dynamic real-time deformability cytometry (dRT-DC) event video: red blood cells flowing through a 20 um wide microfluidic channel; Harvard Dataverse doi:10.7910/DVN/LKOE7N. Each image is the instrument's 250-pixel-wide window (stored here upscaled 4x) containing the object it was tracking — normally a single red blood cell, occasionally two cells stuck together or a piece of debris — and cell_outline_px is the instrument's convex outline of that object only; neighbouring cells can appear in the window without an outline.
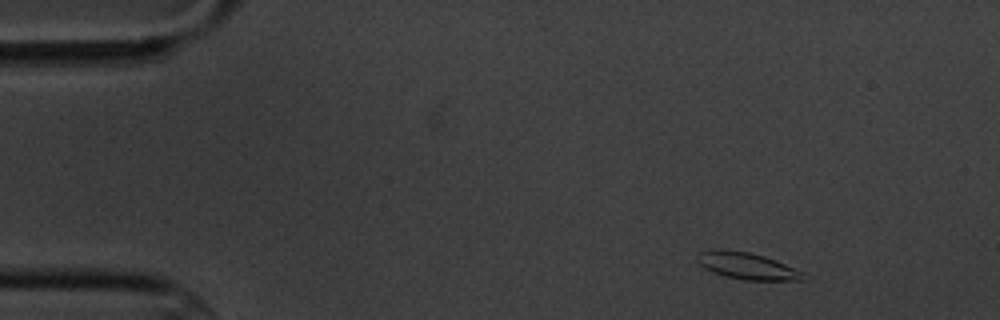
{"species": "common noctule bat (a hibernating species)", "species_latin": "Nyctalus noctula", "temperature_condition": "cold", "stored_images_in_passage": 4, "camera_frame_rate_fps": 3000, "um_per_image_px": 0.085, "animal": {"sex": "male", "body_mass_g": 20.1, "forearm_length_mm": 53.5}, "frame": {"image": 1, "passage_image": 1, "time_ms": 0.0, "image_size_px": [1000, 320], "cell_outline_px": [[808, 280], [744, 280], [724, 276], [712, 272], [704, 268], [696, 260], [696, 256], [700, 252], [748, 252], [764, 256], [804, 272]], "centroid_in_image_um": [63.58, 22.66], "position_along_channel_um": 21.4, "area_um2": 15.9}}